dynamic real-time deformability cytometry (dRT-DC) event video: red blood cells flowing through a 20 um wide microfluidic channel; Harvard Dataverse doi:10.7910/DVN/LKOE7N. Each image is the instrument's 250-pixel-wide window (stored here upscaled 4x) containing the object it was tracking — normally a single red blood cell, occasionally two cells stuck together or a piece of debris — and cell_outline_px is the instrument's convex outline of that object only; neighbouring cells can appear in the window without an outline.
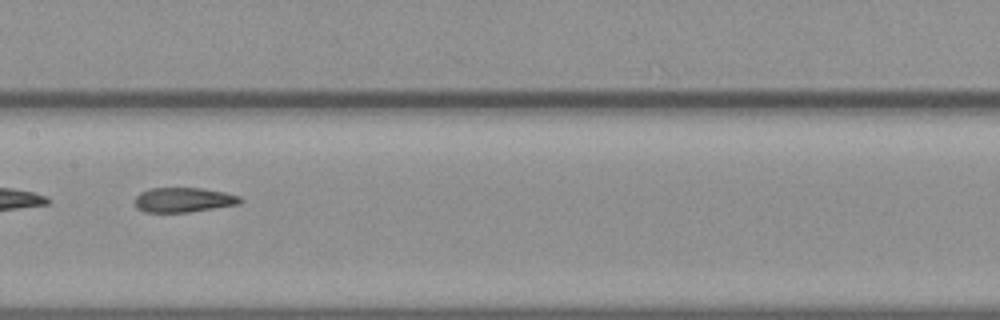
{"species": "common noctule bat (a hibernating species)", "species_latin": "Nyctalus noctula", "temperature_condition": "warm", "stored_images_in_passage": 37, "camera_frame_rate_fps": 3000, "um_per_image_px": 0.085, "animal": {"sex": "female", "body_mass_g": 19.3, "forearm_length_mm": 54.1}, "frame": {"image": 1, "passage_image": 11, "time_ms": 3.333, "image_size_px": [1000, 320], "cell_outline_px": [[244, 200], [240, 204], [188, 212], [144, 212], [136, 208], [136, 196], [140, 192], [152, 188], [200, 188], [224, 192], [240, 196]], "centroid_in_image_um": [15.62, 16.99], "position_along_channel_um": 191.8, "area_um2": 15.14}, "authors_computed_cell_mechanics": {"area_um2": 16.1262, "velocity_mm_per_s": 3.7043, "shape_relaxation_time_tau1_ms": null, "shape_relaxation_time_tau2_ms": 1.7893, "deformation_change_tau1": null, "deformation_change_tau2": 0.0827}}